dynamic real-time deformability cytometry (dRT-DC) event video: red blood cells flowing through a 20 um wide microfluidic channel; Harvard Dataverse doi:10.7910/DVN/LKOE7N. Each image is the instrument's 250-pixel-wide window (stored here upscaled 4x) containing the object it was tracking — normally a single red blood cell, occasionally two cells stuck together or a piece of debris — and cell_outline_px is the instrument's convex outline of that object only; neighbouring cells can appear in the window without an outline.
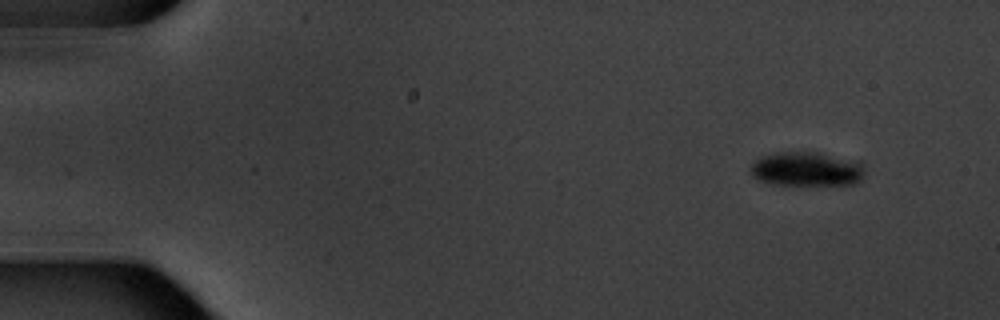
{"species": "common noctule bat (a hibernating species)", "species_latin": "Nyctalus noctula", "temperature_condition": "warm", "stored_images_in_passage": 5, "camera_frame_rate_fps": 3000, "um_per_image_px": 0.085, "animal": {"sex": "male", "body_mass_g": 20.1, "forearm_length_mm": 53.5}, "frame": {"image": 1, "passage_image": 1, "time_ms": 0.0, "image_size_px": [1000, 320], "cell_outline_px": [[864, 172], [860, 180], [852, 184], [772, 184], [760, 180], [752, 176], [752, 164], [760, 156], [772, 152], [816, 152], [852, 160]], "centroid_in_image_um": [68.47, 14.36], "position_along_channel_um": 16.5, "area_um2": 22.14}}
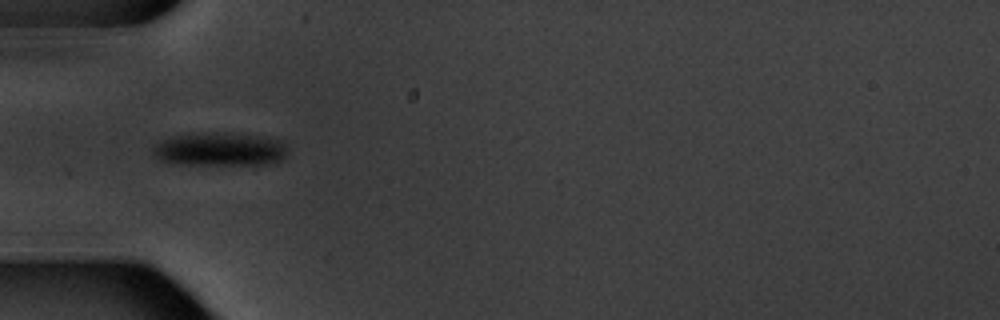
{"frame": {"image": 2, "passage_image": 4, "time_ms": 4.667, "image_size_px": [1000, 320], "cell_outline_px": [[288, 148], [284, 156], [276, 164], [172, 164], [160, 160], [152, 152], [152, 148], [160, 140], [172, 136], [204, 132], [224, 132], [260, 136], [280, 140]], "centroid_in_image_um": [18.67, 12.68], "position_along_channel_um": 66.3, "area_um2": 26.47}}
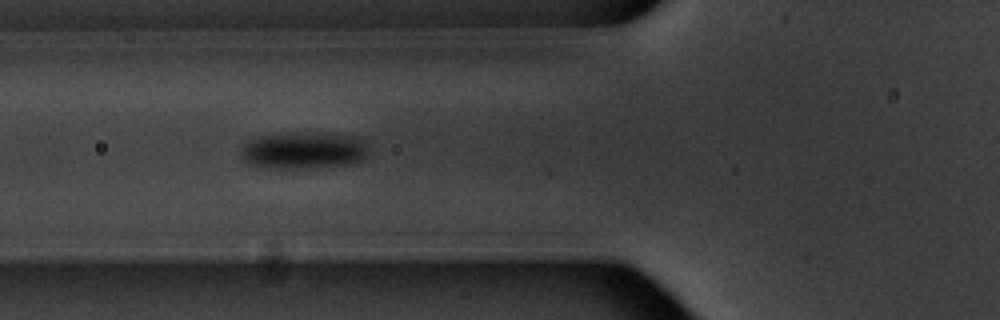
{"frame": {"image": 3, "passage_image": 5, "time_ms": 5.667, "image_size_px": [1000, 320], "cell_outline_px": [[368, 152], [356, 164], [300, 168], [272, 168], [248, 164], [240, 156], [240, 152], [244, 144], [248, 140], [260, 136], [300, 132], [308, 132], [360, 136], [368, 148]], "centroid_in_image_um": [25.81, 12.78], "position_along_channel_um": 100.0, "area_um2": 27.63}}